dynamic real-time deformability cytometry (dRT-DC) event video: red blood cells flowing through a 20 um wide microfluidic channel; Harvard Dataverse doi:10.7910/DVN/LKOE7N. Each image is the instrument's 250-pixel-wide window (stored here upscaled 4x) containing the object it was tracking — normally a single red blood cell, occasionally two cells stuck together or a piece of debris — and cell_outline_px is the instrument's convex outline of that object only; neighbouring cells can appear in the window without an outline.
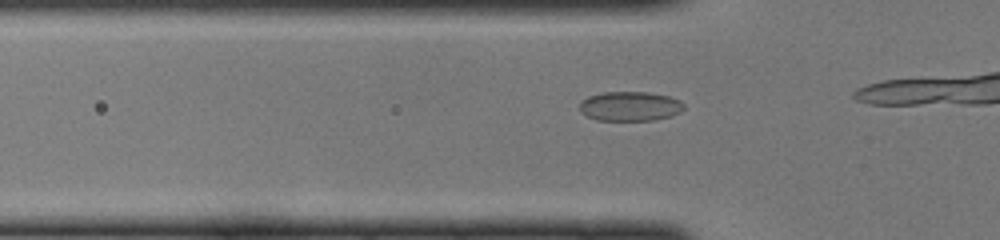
{"species": "common noctule bat (a hibernating species)", "species_latin": "Nyctalus noctula", "temperature_condition": "cold", "stored_images_in_passage": 10, "camera_frame_rate_fps": 3000, "um_per_image_px": 0.085, "animal": {"sex": "female", "body_mass_g": 22.0, "forearm_length_mm": 56.7}, "frame": {"image": 1, "passage_image": 6, "time_ms": 1.667, "image_size_px": [1000, 240], "cell_outline_px": [[684, 108], [680, 112], [672, 116], [656, 120], [596, 120], [580, 112], [580, 100], [588, 96], [604, 92], [648, 92], [668, 96], [680, 100], [684, 104]], "centroid_in_image_um": [53.55, 9.03], "position_along_channel_um": 72.2, "area_um2": 18.03}}
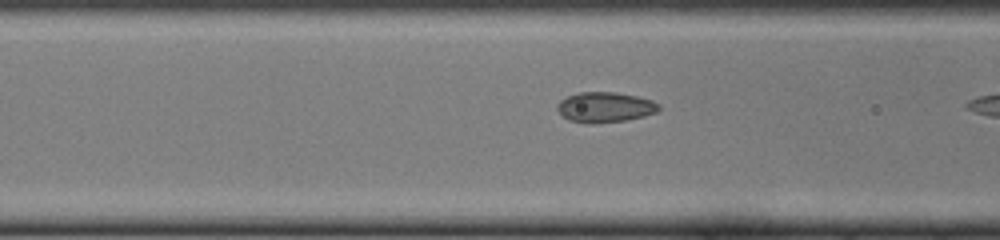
{"frame": {"image": 2, "passage_image": 9, "time_ms": 2.667, "image_size_px": [1000, 240], "cell_outline_px": [[660, 108], [656, 112], [644, 116], [624, 120], [592, 124], [588, 124], [568, 120], [556, 108], [556, 104], [560, 100], [568, 96], [580, 92], [616, 92], [636, 96], [652, 100], [660, 104]], "centroid_in_image_um": [51.41, 9.11], "position_along_channel_um": 115.2, "area_um2": 17.92}}